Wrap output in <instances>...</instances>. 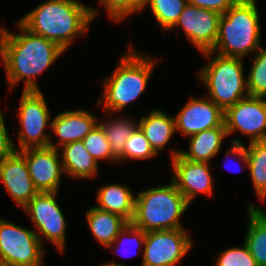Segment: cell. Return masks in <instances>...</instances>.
Listing matches in <instances>:
<instances>
[{
	"instance_id": "1",
	"label": "cell",
	"mask_w": 266,
	"mask_h": 266,
	"mask_svg": "<svg viewBox=\"0 0 266 266\" xmlns=\"http://www.w3.org/2000/svg\"><path fill=\"white\" fill-rule=\"evenodd\" d=\"M15 34L0 28V57L6 71L8 87L25 80L23 91H40L37 76L46 71L65 51L55 42L26 29Z\"/></svg>"
},
{
	"instance_id": "2",
	"label": "cell",
	"mask_w": 266,
	"mask_h": 266,
	"mask_svg": "<svg viewBox=\"0 0 266 266\" xmlns=\"http://www.w3.org/2000/svg\"><path fill=\"white\" fill-rule=\"evenodd\" d=\"M97 13L78 0H47L19 22L30 32L57 43L66 51L76 36L87 32Z\"/></svg>"
},
{
	"instance_id": "3",
	"label": "cell",
	"mask_w": 266,
	"mask_h": 266,
	"mask_svg": "<svg viewBox=\"0 0 266 266\" xmlns=\"http://www.w3.org/2000/svg\"><path fill=\"white\" fill-rule=\"evenodd\" d=\"M260 16L256 0H238L220 16L218 36L211 51L202 54L208 59L214 53L244 58L257 52L260 45Z\"/></svg>"
},
{
	"instance_id": "4",
	"label": "cell",
	"mask_w": 266,
	"mask_h": 266,
	"mask_svg": "<svg viewBox=\"0 0 266 266\" xmlns=\"http://www.w3.org/2000/svg\"><path fill=\"white\" fill-rule=\"evenodd\" d=\"M118 66L103 79L104 91L98 104H103L107 114L120 112L140 97L147 86L157 59L137 52L129 45Z\"/></svg>"
},
{
	"instance_id": "5",
	"label": "cell",
	"mask_w": 266,
	"mask_h": 266,
	"mask_svg": "<svg viewBox=\"0 0 266 266\" xmlns=\"http://www.w3.org/2000/svg\"><path fill=\"white\" fill-rule=\"evenodd\" d=\"M189 205L173 181L147 188L135 196L131 223L145 232L184 229L180 217Z\"/></svg>"
},
{
	"instance_id": "6",
	"label": "cell",
	"mask_w": 266,
	"mask_h": 266,
	"mask_svg": "<svg viewBox=\"0 0 266 266\" xmlns=\"http://www.w3.org/2000/svg\"><path fill=\"white\" fill-rule=\"evenodd\" d=\"M213 58L201 71H198L197 75L208 89V98L225 111L249 95L243 58L218 53Z\"/></svg>"
},
{
	"instance_id": "7",
	"label": "cell",
	"mask_w": 266,
	"mask_h": 266,
	"mask_svg": "<svg viewBox=\"0 0 266 266\" xmlns=\"http://www.w3.org/2000/svg\"><path fill=\"white\" fill-rule=\"evenodd\" d=\"M42 245L35 230L0 218V266H42Z\"/></svg>"
},
{
	"instance_id": "8",
	"label": "cell",
	"mask_w": 266,
	"mask_h": 266,
	"mask_svg": "<svg viewBox=\"0 0 266 266\" xmlns=\"http://www.w3.org/2000/svg\"><path fill=\"white\" fill-rule=\"evenodd\" d=\"M18 110L20 132L16 151L48 147L51 137L44 130L47 125L51 127V121L42 91H22Z\"/></svg>"
},
{
	"instance_id": "9",
	"label": "cell",
	"mask_w": 266,
	"mask_h": 266,
	"mask_svg": "<svg viewBox=\"0 0 266 266\" xmlns=\"http://www.w3.org/2000/svg\"><path fill=\"white\" fill-rule=\"evenodd\" d=\"M57 192L38 193L23 208L28 212L31 221L34 222L35 230L41 243L42 235L52 242L58 251L63 252L66 243V219L55 199Z\"/></svg>"
},
{
	"instance_id": "10",
	"label": "cell",
	"mask_w": 266,
	"mask_h": 266,
	"mask_svg": "<svg viewBox=\"0 0 266 266\" xmlns=\"http://www.w3.org/2000/svg\"><path fill=\"white\" fill-rule=\"evenodd\" d=\"M192 245V238L185 229L148 231L141 266H174Z\"/></svg>"
},
{
	"instance_id": "11",
	"label": "cell",
	"mask_w": 266,
	"mask_h": 266,
	"mask_svg": "<svg viewBox=\"0 0 266 266\" xmlns=\"http://www.w3.org/2000/svg\"><path fill=\"white\" fill-rule=\"evenodd\" d=\"M227 135L234 131L250 137V142L266 140V98L248 95L224 111Z\"/></svg>"
},
{
	"instance_id": "12",
	"label": "cell",
	"mask_w": 266,
	"mask_h": 266,
	"mask_svg": "<svg viewBox=\"0 0 266 266\" xmlns=\"http://www.w3.org/2000/svg\"><path fill=\"white\" fill-rule=\"evenodd\" d=\"M26 159L30 177L40 193L57 192L64 173L60 151L52 147L26 148L19 151Z\"/></svg>"
},
{
	"instance_id": "13",
	"label": "cell",
	"mask_w": 266,
	"mask_h": 266,
	"mask_svg": "<svg viewBox=\"0 0 266 266\" xmlns=\"http://www.w3.org/2000/svg\"><path fill=\"white\" fill-rule=\"evenodd\" d=\"M220 16L218 12L187 4L171 29L181 26L198 51H211L218 36Z\"/></svg>"
},
{
	"instance_id": "14",
	"label": "cell",
	"mask_w": 266,
	"mask_h": 266,
	"mask_svg": "<svg viewBox=\"0 0 266 266\" xmlns=\"http://www.w3.org/2000/svg\"><path fill=\"white\" fill-rule=\"evenodd\" d=\"M174 118L176 131L190 137L220 127L224 123V111L207 96L193 97Z\"/></svg>"
},
{
	"instance_id": "15",
	"label": "cell",
	"mask_w": 266,
	"mask_h": 266,
	"mask_svg": "<svg viewBox=\"0 0 266 266\" xmlns=\"http://www.w3.org/2000/svg\"><path fill=\"white\" fill-rule=\"evenodd\" d=\"M172 181L189 203L202 193L211 196L214 182L206 162L188 161L177 154L172 158Z\"/></svg>"
},
{
	"instance_id": "16",
	"label": "cell",
	"mask_w": 266,
	"mask_h": 266,
	"mask_svg": "<svg viewBox=\"0 0 266 266\" xmlns=\"http://www.w3.org/2000/svg\"><path fill=\"white\" fill-rule=\"evenodd\" d=\"M0 180L22 209L39 193L30 177L26 159L19 151L0 162Z\"/></svg>"
},
{
	"instance_id": "17",
	"label": "cell",
	"mask_w": 266,
	"mask_h": 266,
	"mask_svg": "<svg viewBox=\"0 0 266 266\" xmlns=\"http://www.w3.org/2000/svg\"><path fill=\"white\" fill-rule=\"evenodd\" d=\"M97 118L85 110L59 113L51 120L50 129L57 135L58 142H49V147L60 150L62 146L82 141L98 124Z\"/></svg>"
},
{
	"instance_id": "18",
	"label": "cell",
	"mask_w": 266,
	"mask_h": 266,
	"mask_svg": "<svg viewBox=\"0 0 266 266\" xmlns=\"http://www.w3.org/2000/svg\"><path fill=\"white\" fill-rule=\"evenodd\" d=\"M231 144L226 154L237 156L243 166H247L256 195L263 202L266 198V140L249 142L248 148L238 138Z\"/></svg>"
},
{
	"instance_id": "19",
	"label": "cell",
	"mask_w": 266,
	"mask_h": 266,
	"mask_svg": "<svg viewBox=\"0 0 266 266\" xmlns=\"http://www.w3.org/2000/svg\"><path fill=\"white\" fill-rule=\"evenodd\" d=\"M225 137H228L225 124L220 127L198 132L190 137L189 151H173L171 150L172 158L179 154L182 158L194 162H206L217 155Z\"/></svg>"
},
{
	"instance_id": "20",
	"label": "cell",
	"mask_w": 266,
	"mask_h": 266,
	"mask_svg": "<svg viewBox=\"0 0 266 266\" xmlns=\"http://www.w3.org/2000/svg\"><path fill=\"white\" fill-rule=\"evenodd\" d=\"M63 171L69 177L90 179L98 173V163L88 153L83 141H76L61 147Z\"/></svg>"
},
{
	"instance_id": "21",
	"label": "cell",
	"mask_w": 266,
	"mask_h": 266,
	"mask_svg": "<svg viewBox=\"0 0 266 266\" xmlns=\"http://www.w3.org/2000/svg\"><path fill=\"white\" fill-rule=\"evenodd\" d=\"M138 126L157 155L165 148L176 131L174 116L170 117L159 109L152 110L140 118Z\"/></svg>"
},
{
	"instance_id": "22",
	"label": "cell",
	"mask_w": 266,
	"mask_h": 266,
	"mask_svg": "<svg viewBox=\"0 0 266 266\" xmlns=\"http://www.w3.org/2000/svg\"><path fill=\"white\" fill-rule=\"evenodd\" d=\"M97 208L118 214L131 222L134 216L135 196L132 191L122 184H106L99 188Z\"/></svg>"
},
{
	"instance_id": "23",
	"label": "cell",
	"mask_w": 266,
	"mask_h": 266,
	"mask_svg": "<svg viewBox=\"0 0 266 266\" xmlns=\"http://www.w3.org/2000/svg\"><path fill=\"white\" fill-rule=\"evenodd\" d=\"M86 217L93 236L105 248L114 242L119 232L129 223L122 216L96 206L87 210Z\"/></svg>"
},
{
	"instance_id": "24",
	"label": "cell",
	"mask_w": 266,
	"mask_h": 266,
	"mask_svg": "<svg viewBox=\"0 0 266 266\" xmlns=\"http://www.w3.org/2000/svg\"><path fill=\"white\" fill-rule=\"evenodd\" d=\"M248 226L245 245L257 266H266V212L251 204L248 206Z\"/></svg>"
},
{
	"instance_id": "25",
	"label": "cell",
	"mask_w": 266,
	"mask_h": 266,
	"mask_svg": "<svg viewBox=\"0 0 266 266\" xmlns=\"http://www.w3.org/2000/svg\"><path fill=\"white\" fill-rule=\"evenodd\" d=\"M99 125L104 130L112 154L117 158L118 162H121L126 140L138 126V123L136 121L134 123L132 119H124L119 116V118H113L107 122L99 123Z\"/></svg>"
},
{
	"instance_id": "26",
	"label": "cell",
	"mask_w": 266,
	"mask_h": 266,
	"mask_svg": "<svg viewBox=\"0 0 266 266\" xmlns=\"http://www.w3.org/2000/svg\"><path fill=\"white\" fill-rule=\"evenodd\" d=\"M188 4L187 0H148L154 18L163 30H170Z\"/></svg>"
},
{
	"instance_id": "27",
	"label": "cell",
	"mask_w": 266,
	"mask_h": 266,
	"mask_svg": "<svg viewBox=\"0 0 266 266\" xmlns=\"http://www.w3.org/2000/svg\"><path fill=\"white\" fill-rule=\"evenodd\" d=\"M255 54L246 78L247 91L250 96L266 98V48L261 46Z\"/></svg>"
},
{
	"instance_id": "28",
	"label": "cell",
	"mask_w": 266,
	"mask_h": 266,
	"mask_svg": "<svg viewBox=\"0 0 266 266\" xmlns=\"http://www.w3.org/2000/svg\"><path fill=\"white\" fill-rule=\"evenodd\" d=\"M156 155L149 141L146 139L144 132L137 126L126 140L122 152V161H127L128 159L146 160L154 158Z\"/></svg>"
},
{
	"instance_id": "29",
	"label": "cell",
	"mask_w": 266,
	"mask_h": 266,
	"mask_svg": "<svg viewBox=\"0 0 266 266\" xmlns=\"http://www.w3.org/2000/svg\"><path fill=\"white\" fill-rule=\"evenodd\" d=\"M82 141L88 153L97 163L99 160L118 162L117 158L112 154L104 130L99 124Z\"/></svg>"
},
{
	"instance_id": "30",
	"label": "cell",
	"mask_w": 266,
	"mask_h": 266,
	"mask_svg": "<svg viewBox=\"0 0 266 266\" xmlns=\"http://www.w3.org/2000/svg\"><path fill=\"white\" fill-rule=\"evenodd\" d=\"M100 4L108 12V17H110L114 22L124 20L125 17L133 13L141 12L148 0H99Z\"/></svg>"
},
{
	"instance_id": "31",
	"label": "cell",
	"mask_w": 266,
	"mask_h": 266,
	"mask_svg": "<svg viewBox=\"0 0 266 266\" xmlns=\"http://www.w3.org/2000/svg\"><path fill=\"white\" fill-rule=\"evenodd\" d=\"M215 266H257L247 246L232 247L220 252Z\"/></svg>"
},
{
	"instance_id": "32",
	"label": "cell",
	"mask_w": 266,
	"mask_h": 266,
	"mask_svg": "<svg viewBox=\"0 0 266 266\" xmlns=\"http://www.w3.org/2000/svg\"><path fill=\"white\" fill-rule=\"evenodd\" d=\"M127 235H128V237H127ZM145 236H146V232L145 231H143L142 229L137 228L131 222H129L119 232V234L115 238L114 242L112 244L108 245L106 248H110L111 249V247L113 246L114 248H116V249H114L116 251V253H118L119 247L117 245H119V243L122 244V245H123V243H127L126 245H130L131 246V242L130 241L132 239V242H134V243H132V245L135 244L137 247H139L138 250L141 251L142 249H144V247H142V246H144V243H145ZM122 238H125V240H123ZM126 249H128V248H126ZM134 254H137V252H135Z\"/></svg>"
},
{
	"instance_id": "33",
	"label": "cell",
	"mask_w": 266,
	"mask_h": 266,
	"mask_svg": "<svg viewBox=\"0 0 266 266\" xmlns=\"http://www.w3.org/2000/svg\"><path fill=\"white\" fill-rule=\"evenodd\" d=\"M15 142L9 136L8 129L6 128L4 115L0 110V162L7 156L16 151Z\"/></svg>"
},
{
	"instance_id": "34",
	"label": "cell",
	"mask_w": 266,
	"mask_h": 266,
	"mask_svg": "<svg viewBox=\"0 0 266 266\" xmlns=\"http://www.w3.org/2000/svg\"><path fill=\"white\" fill-rule=\"evenodd\" d=\"M238 0H187L188 4L224 14Z\"/></svg>"
},
{
	"instance_id": "35",
	"label": "cell",
	"mask_w": 266,
	"mask_h": 266,
	"mask_svg": "<svg viewBox=\"0 0 266 266\" xmlns=\"http://www.w3.org/2000/svg\"><path fill=\"white\" fill-rule=\"evenodd\" d=\"M102 266H125V265L120 264V263L118 264V263H115L114 261H112V262H109L108 264H104Z\"/></svg>"
}]
</instances>
